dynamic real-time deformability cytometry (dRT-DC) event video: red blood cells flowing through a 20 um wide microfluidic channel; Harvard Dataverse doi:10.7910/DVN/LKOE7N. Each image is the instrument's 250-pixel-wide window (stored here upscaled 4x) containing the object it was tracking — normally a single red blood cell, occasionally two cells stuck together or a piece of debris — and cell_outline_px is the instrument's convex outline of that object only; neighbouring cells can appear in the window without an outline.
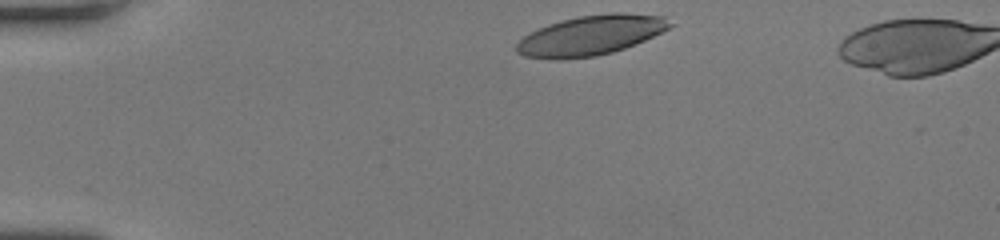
{"species": "human", "species_latin": "Homo sapiens", "temperature_condition": "room temperature", "stored_images_in_passage": 33, "camera_frame_rate_fps": 3000, "um_per_image_px": 0.085, "donor": {"sex": "female"}, "frame": {"image": 1, "passage_image": 1, "time_ms": 0.0, "image_size_px": [1000, 240], "cell_outline_px": [[676, 24], [636, 44], [612, 52], [596, 56], [560, 60], [552, 60], [524, 56], [516, 52], [516, 44], [524, 36], [548, 24], [560, 20], [580, 16], [612, 12], [624, 12], [668, 16]], "centroid_in_image_um": [50.25, 3.0], "position_along_channel_um": 34.8, "area_um2": 35.89}}
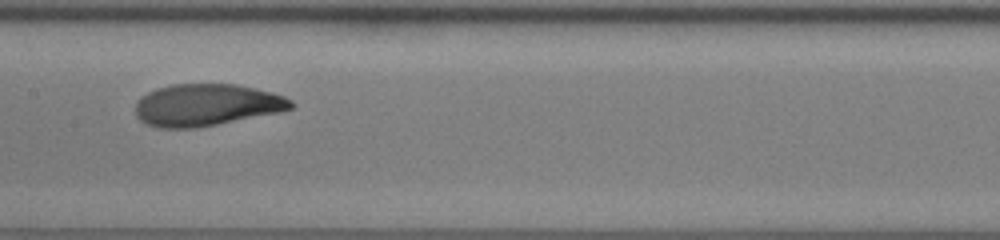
{"frame": {"image": 2, "passage_image": 17, "time_ms": 5.333, "image_size_px": [1000, 240], "cell_outline_px": [[296, 104], [292, 108], [280, 112], [196, 128], [156, 128], [140, 120], [136, 116], [136, 100], [140, 96], [156, 88], [172, 84], [236, 84], [256, 88], [272, 92], [284, 96], [292, 100]], "centroid_in_image_um": [17.55, 8.92], "position_along_channel_um": 189.9, "area_um2": 38.32}}
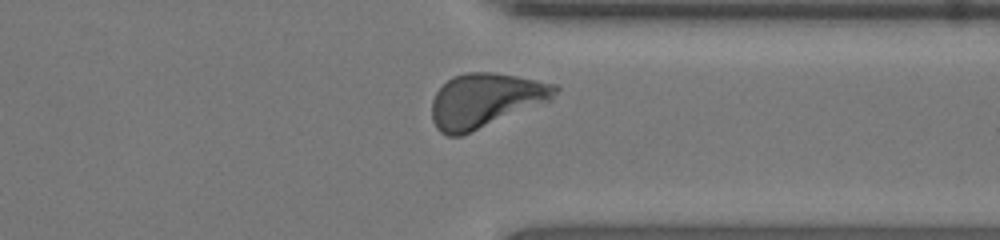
{"frame": {"image": 3, "passage_image": 30, "time_ms": 9.667, "image_size_px": [1000, 240], "cell_outline_px": [[560, 88], [552, 100], [460, 136], [448, 136], [440, 132], [436, 128], [432, 120], [432, 100], [436, 92], [452, 76], [464, 72], [492, 72], [516, 76], [556, 84]], "centroid_in_image_um": [41.25, 8.52], "position_along_channel_um": 370.2, "area_um2": 38.84}, "authors_computed_cell_mechanics": {"area_um2": 37.8012, "velocity_mm_per_s": 4.154, "shape_relaxation_time_tau1_ms": 4.2424, "shape_relaxation_time_tau2_ms": 1.351, "deformation_change_tau1": 0.2083, "deformation_change_tau2": 0.0672}}